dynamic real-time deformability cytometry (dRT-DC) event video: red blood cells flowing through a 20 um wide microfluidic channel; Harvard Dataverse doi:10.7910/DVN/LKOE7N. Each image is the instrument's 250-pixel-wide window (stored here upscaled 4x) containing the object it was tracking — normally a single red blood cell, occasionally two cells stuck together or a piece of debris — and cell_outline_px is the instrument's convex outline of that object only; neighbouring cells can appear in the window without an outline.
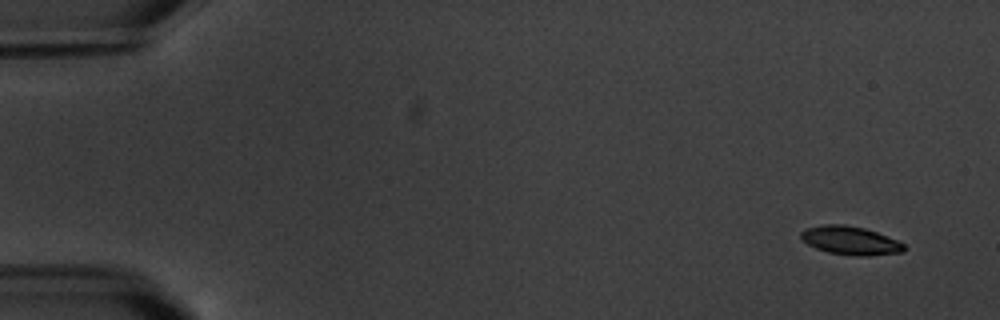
{"species": "common noctule bat (a hibernating species)", "species_latin": "Nyctalus noctula", "temperature_condition": "warm", "stored_images_in_passage": 6, "camera_frame_rate_fps": 3000, "um_per_image_px": 0.085, "animal": {"sex": "male", "body_mass_g": 20.1, "forearm_length_mm": 53.5}, "frame": {"image": 1, "passage_image": 1, "time_ms": 0.0, "image_size_px": [1000, 320], "cell_outline_px": [[908, 248], [904, 252], [868, 256], [856, 256], [828, 252], [816, 248], [800, 240], [800, 232], [808, 228], [824, 224], [844, 224], [864, 228], [876, 232], [896, 240], [904, 244]], "centroid_in_image_um": [72.29, 20.45], "position_along_channel_um": 12.7, "area_um2": 17.17}}
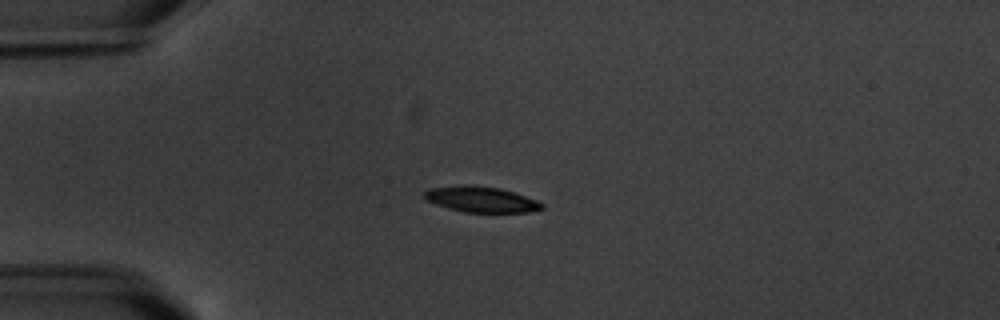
{"frame": {"image": 2, "passage_image": 4, "time_ms": 4.0, "image_size_px": [1000, 320], "cell_outline_px": [[544, 208], [528, 212], [464, 212], [448, 208], [436, 204], [428, 200], [424, 196], [424, 192], [428, 188], [464, 184], [468, 184], [500, 188], [536, 200], [544, 204]], "centroid_in_image_um": [40.87, 16.94], "position_along_channel_um": 44.1, "area_um2": 17.51}}